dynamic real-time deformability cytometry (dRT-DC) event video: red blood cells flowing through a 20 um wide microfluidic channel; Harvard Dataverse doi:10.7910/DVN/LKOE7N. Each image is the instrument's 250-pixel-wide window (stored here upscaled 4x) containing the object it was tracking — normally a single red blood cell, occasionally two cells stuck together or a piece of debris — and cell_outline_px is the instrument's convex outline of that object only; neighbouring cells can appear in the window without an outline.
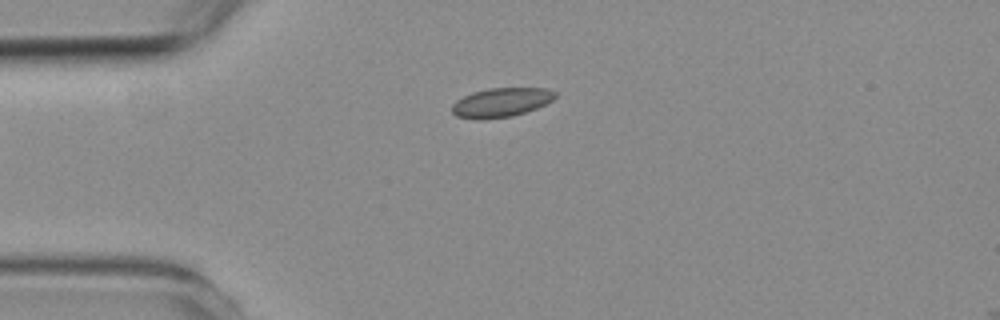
{"species": "common noctule bat (a hibernating species)", "species_latin": "Nyctalus noctula", "temperature_condition": "room temperature", "stored_images_in_passage": 2, "camera_frame_rate_fps": 3000, "um_per_image_px": 0.085, "animal": {"sex": "female", "body_mass_g": 19.3, "forearm_length_mm": 54.1}, "frame": {"image": 1, "passage_image": 2, "time_ms": 1.0, "image_size_px": [1000, 320], "cell_outline_px": [[556, 96], [552, 100], [536, 108], [512, 116], [480, 120], [456, 116], [452, 112], [452, 104], [456, 100], [472, 92], [488, 88], [548, 88], [556, 92]], "centroid_in_image_um": [42.57, 8.7], "position_along_channel_um": 42.4, "area_um2": 17.51}}